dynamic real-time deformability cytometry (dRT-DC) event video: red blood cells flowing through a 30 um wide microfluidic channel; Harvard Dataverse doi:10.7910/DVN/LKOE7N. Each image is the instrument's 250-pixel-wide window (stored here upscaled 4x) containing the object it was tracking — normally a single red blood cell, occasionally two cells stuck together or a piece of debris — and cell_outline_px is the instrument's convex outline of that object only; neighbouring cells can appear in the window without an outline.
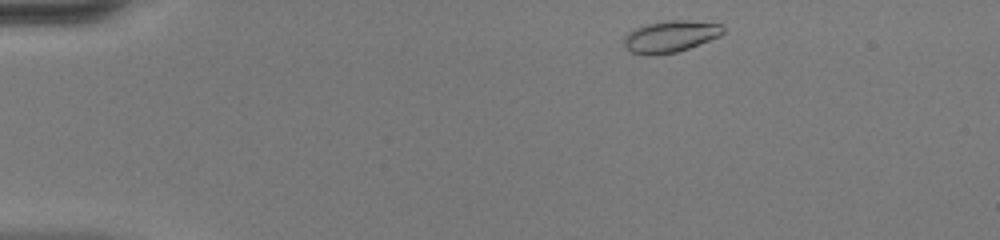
{"species": "common noctule bat (a hibernating species)", "species_latin": "Nyctalus noctula", "temperature_condition": "warm", "stored_images_in_passage": 42, "camera_frame_rate_fps": 3000, "um_per_image_px": 0.085, "animal": {"sex": "female", "body_mass_g": 20.0, "forearm_length_mm": 54.0}, "frame": {"image": 1, "passage_image": 1, "time_ms": 0.0, "image_size_px": [1000, 240], "cell_outline_px": [[724, 32], [720, 36], [688, 48], [676, 52], [656, 56], [648, 56], [628, 52], [624, 48], [624, 36], [628, 32], [636, 28], [648, 24], [672, 20], [684, 20], [720, 24], [724, 28]], "centroid_in_image_um": [56.93, 3.13], "position_along_channel_um": 28.1, "area_um2": 18.32}}
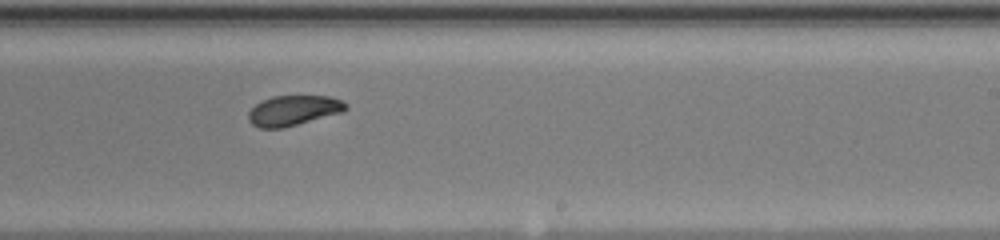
{"frame": {"image": 2, "passage_image": 24, "time_ms": 7.667, "image_size_px": [1000, 240], "cell_outline_px": [[348, 108], [344, 112], [280, 128], [260, 128], [252, 124], [248, 120], [248, 112], [256, 104], [272, 96], [328, 96], [340, 100], [348, 104]], "centroid_in_image_um": [24.95, 9.38], "position_along_channel_um": 264.1, "area_um2": 16.94}}
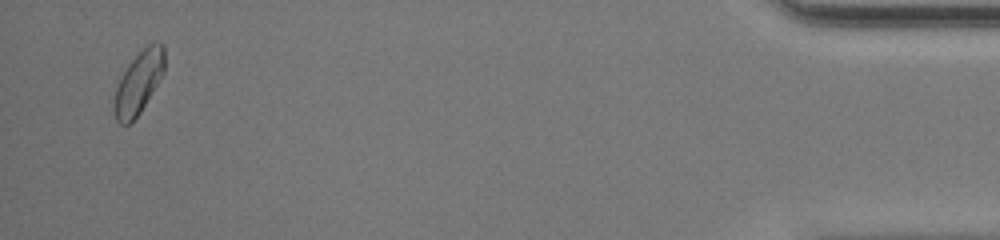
{"frame": {"image": 3, "passage_image": 41, "time_ms": 13.333, "image_size_px": [1000, 240], "cell_outline_px": [[164, 72], [140, 112], [128, 124], [120, 124], [116, 120], [112, 108], [116, 88], [128, 64], [148, 44], [164, 44]], "centroid_in_image_um": [11.76, 7.04], "position_along_channel_um": 423.4, "area_um2": 17.86}, "authors_computed_cell_mechanics": {"area_um2": 17.6868, "velocity_mm_per_s": 4.1526, "shape_relaxation_time_tau1_ms": 2.1186, "shape_relaxation_time_tau2_ms": 1.55, "deformation_change_tau1": 0.1135, "deformation_change_tau2": 0.0553}}